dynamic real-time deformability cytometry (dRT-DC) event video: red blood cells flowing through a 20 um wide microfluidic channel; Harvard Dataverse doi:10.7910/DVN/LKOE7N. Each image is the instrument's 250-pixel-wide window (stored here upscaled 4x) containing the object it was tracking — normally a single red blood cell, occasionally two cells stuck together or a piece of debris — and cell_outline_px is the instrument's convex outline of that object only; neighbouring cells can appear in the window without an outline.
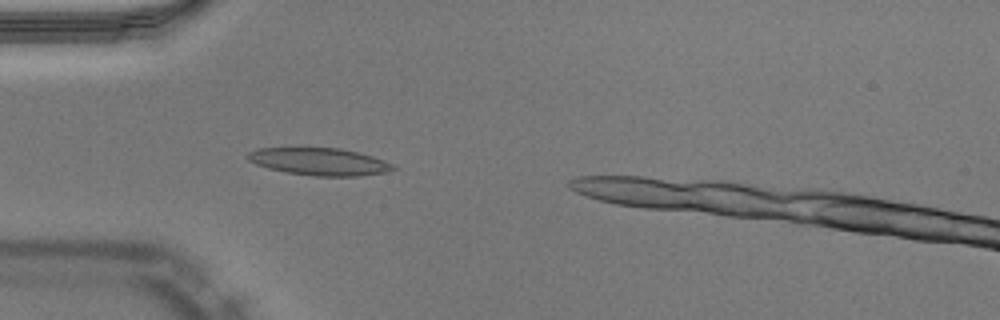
{"species": "Egyptian fruit bat (a non-hibernating species)", "species_latin": "Rousettus aegyptiacus", "temperature_condition": "warm", "stored_images_in_passage": 30, "camera_frame_rate_fps": 3000, "um_per_image_px": 0.085, "animal": {"sex": "male"}, "frame": {"image": 1, "passage_image": 1, "time_ms": 0.0, "image_size_px": [1000, 320], "cell_outline_px": [[400, 168], [384, 172], [356, 176], [312, 176], [284, 172], [268, 168], [256, 164], [248, 160], [248, 152], [256, 148], [340, 148], [372, 156], [384, 160]], "centroid_in_image_um": [27.14, 13.74], "position_along_channel_um": 57.9, "area_um2": 23.12}}
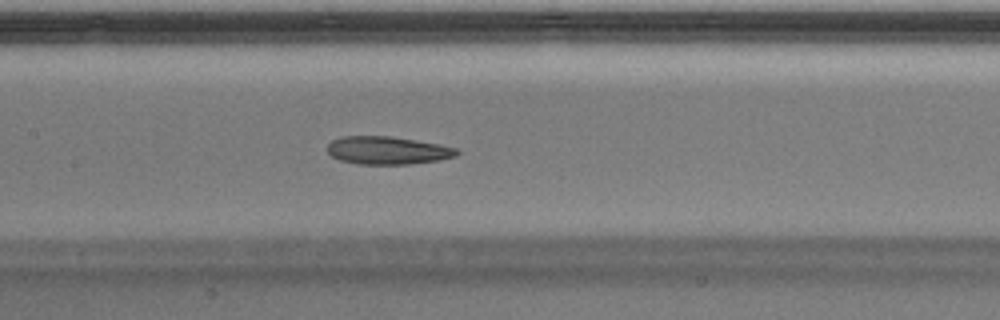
{"frame": {"image": 2, "passage_image": 10, "time_ms": 3.0, "image_size_px": [1000, 320], "cell_outline_px": [[460, 152], [456, 156], [440, 160], [412, 164], [360, 164], [340, 160], [332, 156], [328, 152], [328, 144], [332, 140], [340, 136], [392, 136], [440, 144], [456, 148]], "centroid_in_image_um": [32.96, 12.78], "position_along_channel_um": 174.4, "area_um2": 21.15}}
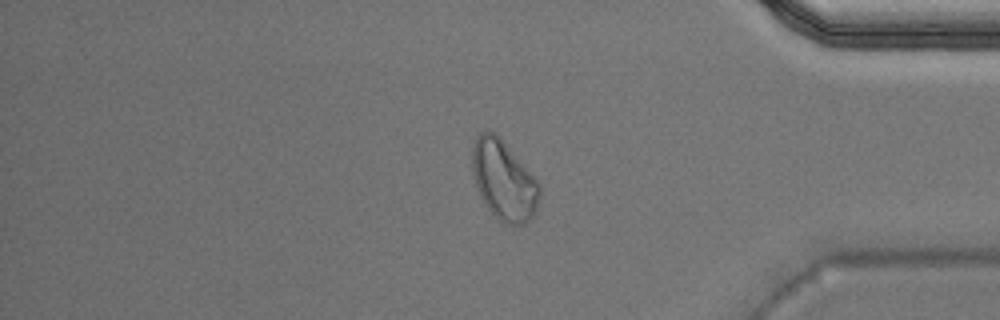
{"frame": {"image": 3, "passage_image": 28, "time_ms": 9.0, "image_size_px": [1000, 320], "cell_outline_px": [[540, 196], [536, 212], [524, 224], [504, 224], [496, 220], [484, 204], [480, 196], [472, 172], [472, 148], [476, 136], [480, 132], [492, 132], [500, 136], [540, 184]], "centroid_in_image_um": [42.81, 15.35], "position_along_channel_um": 392.4, "area_um2": 31.39}}